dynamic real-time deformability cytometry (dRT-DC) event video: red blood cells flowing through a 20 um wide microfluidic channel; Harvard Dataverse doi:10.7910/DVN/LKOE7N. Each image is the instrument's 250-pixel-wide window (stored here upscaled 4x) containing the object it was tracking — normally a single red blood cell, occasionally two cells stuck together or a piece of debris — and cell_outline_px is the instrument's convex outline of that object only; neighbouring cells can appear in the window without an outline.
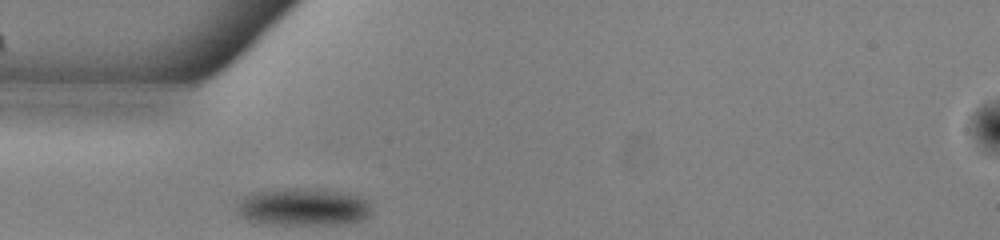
{"species": "common noctule bat (a hibernating species)", "species_latin": "Nyctalus noctula", "temperature_condition": "warm", "stored_images_in_passage": 28, "camera_frame_rate_fps": 3000, "um_per_image_px": 0.085, "animal": {"sex": "male", "body_mass_g": 13.0, "forearm_length_mm": 53.1}, "frame": {"image": 1, "passage_image": 1, "time_ms": 0.0, "image_size_px": [1000, 240], "cell_outline_px": [[372, 212], [364, 220], [348, 224], [256, 224], [240, 216], [236, 212], [236, 204], [240, 196], [248, 192], [276, 188], [324, 188], [344, 192], [360, 196], [372, 208]], "centroid_in_image_um": [25.69, 17.57], "position_along_channel_um": 59.3, "area_um2": 30.63}}
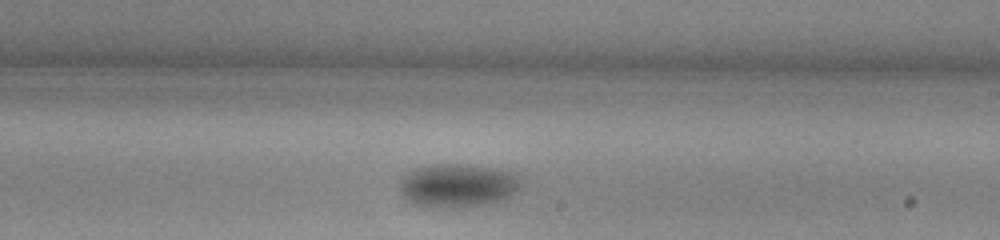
{"frame": {"image": 2, "passage_image": 16, "time_ms": 5.0, "image_size_px": [1000, 240], "cell_outline_px": [[524, 184], [508, 200], [488, 204], [440, 208], [416, 204], [408, 200], [400, 192], [400, 180], [408, 172], [416, 168], [432, 164], [456, 164], [492, 168], [512, 172], [524, 180]], "centroid_in_image_um": [38.98, 15.77], "position_along_channel_um": 250.0, "area_um2": 30.92}}
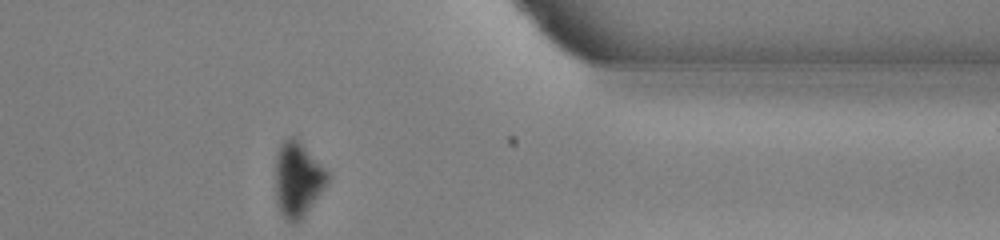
{"frame": {"image": 3, "passage_image": 28, "time_ms": 9.0, "image_size_px": [1000, 240], "cell_outline_px": [[328, 180], [324, 188], [300, 220], [296, 224], [292, 224], [284, 220], [280, 212], [276, 200], [276, 156], [280, 144], [284, 140], [292, 136], [300, 140], [328, 172]], "centroid_in_image_um": [25.29, 15.25], "position_along_channel_um": 386.1, "area_um2": 22.66}, "authors_computed_cell_mechanics": {"area_um2": 29.6803, "velocity_mm_per_s": 3.8764, "shape_relaxation_time_tau1_ms": 1.8795, "shape_relaxation_time_tau2_ms": null, "deformation_change_tau1": 0.0638, "deformation_change_tau2": null}}